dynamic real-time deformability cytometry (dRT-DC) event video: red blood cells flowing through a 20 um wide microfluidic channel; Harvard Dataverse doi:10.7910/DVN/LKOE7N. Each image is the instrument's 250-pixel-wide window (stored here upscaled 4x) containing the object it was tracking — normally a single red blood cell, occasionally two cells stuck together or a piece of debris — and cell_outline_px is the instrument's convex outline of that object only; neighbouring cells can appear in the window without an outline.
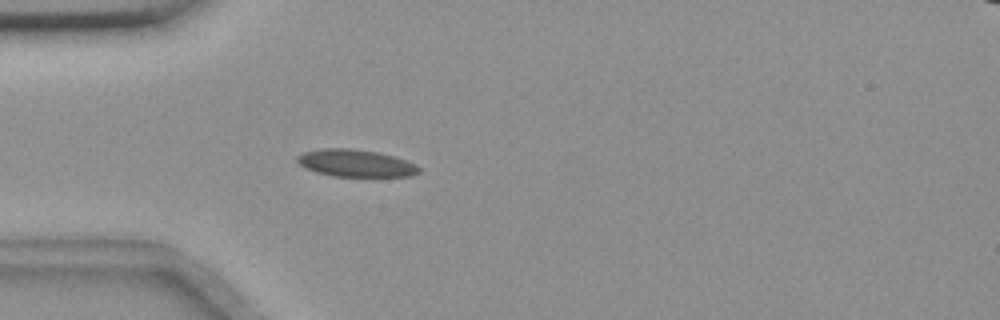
{"species": "common noctule bat (a hibernating species)", "species_latin": "Nyctalus noctula", "temperature_condition": "room temperature", "stored_images_in_passage": 43, "camera_frame_rate_fps": 3000, "um_per_image_px": 0.085, "animal": {"sex": "female", "body_mass_g": 18.4}, "frame": {"image": 1, "passage_image": 3, "time_ms": 0.667, "image_size_px": [1000, 320], "cell_outline_px": [[420, 172], [412, 176], [332, 176], [316, 172], [304, 168], [296, 160], [296, 156], [304, 152], [320, 148], [348, 148], [376, 152], [392, 156], [416, 164], [420, 168]], "centroid_in_image_um": [30.2, 13.87], "position_along_channel_um": 54.8, "area_um2": 19.25}}
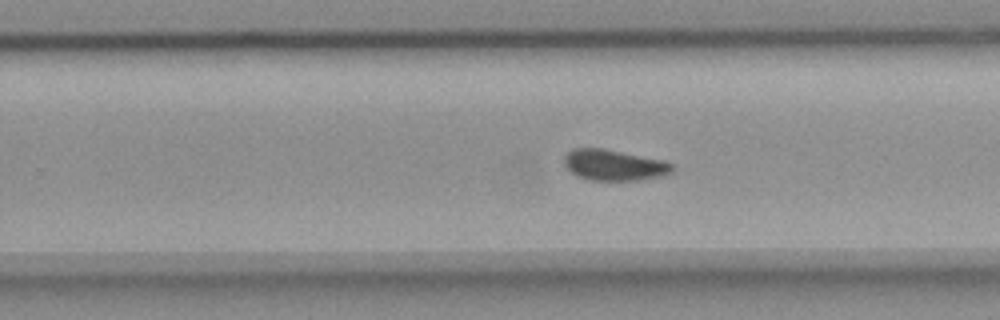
{"frame": {"image": 2, "passage_image": 22, "time_ms": 7.0, "image_size_px": [1000, 320], "cell_outline_px": [[676, 168], [672, 172], [660, 176], [636, 180], [588, 180], [576, 176], [564, 164], [564, 156], [572, 148], [604, 148], [664, 160], [672, 164]], "centroid_in_image_um": [52.19, 14.02], "position_along_channel_um": 277.6, "area_um2": 19.54}}
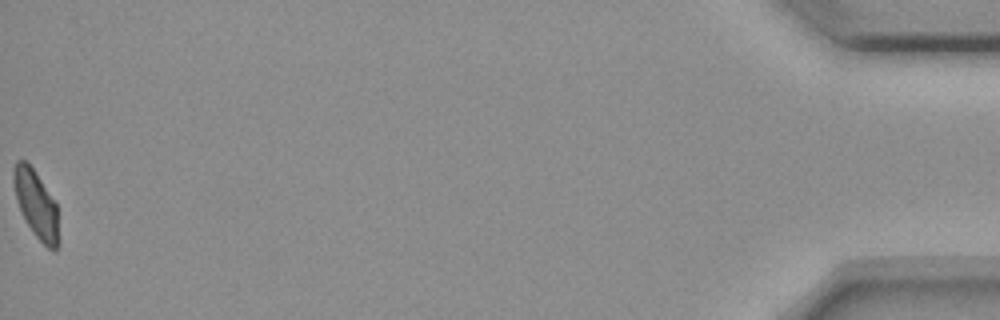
{"frame": {"image": 3, "passage_image": 43, "time_ms": 14.0, "image_size_px": [1000, 320], "cell_outline_px": [[60, 244], [56, 248], [48, 248], [32, 232], [20, 208], [16, 196], [12, 180], [12, 168], [16, 160], [24, 160], [32, 168], [56, 204]], "centroid_in_image_um": [3.06, 17.36], "position_along_channel_um": 432.1, "area_um2": 17.34}, "authors_computed_cell_mechanics": {"area_um2": 19.074, "velocity_mm_per_s": 3.633, "shape_relaxation_time_tau1_ms": 6.7804, "shape_relaxation_time_tau2_ms": 1.6293, "deformation_change_tau1": 0.135, "deformation_change_tau2": 0.077}}